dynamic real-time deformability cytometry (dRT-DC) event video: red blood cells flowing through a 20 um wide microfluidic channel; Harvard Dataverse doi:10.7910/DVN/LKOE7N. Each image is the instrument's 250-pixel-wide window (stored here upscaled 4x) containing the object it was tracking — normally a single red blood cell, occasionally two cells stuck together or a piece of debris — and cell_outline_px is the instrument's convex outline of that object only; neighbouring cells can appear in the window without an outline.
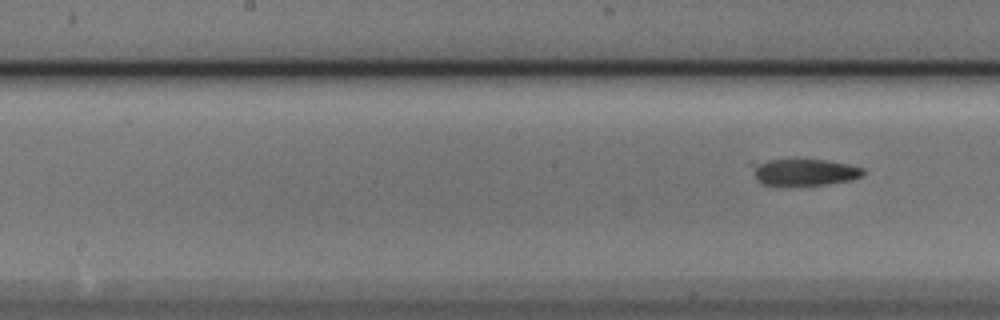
{"species": "Egyptian fruit bat (a non-hibernating species)", "species_latin": "Rousettus aegyptiacus", "temperature_condition": "cold", "stored_images_in_passage": 9, "segment_of_instrument_passage": [2, 2], "camera_frame_rate_fps": 3000, "um_per_image_px": 0.085, "animal": {"sex": "male"}, "frame": {"image": 1, "passage_image": 9, "time_ms": 2.667, "image_size_px": [1000, 320], "cell_outline_px": [[864, 172], [860, 176], [848, 180], [828, 184], [784, 188], [776, 188], [760, 184], [756, 180], [756, 164], [768, 160], [828, 160], [848, 164], [864, 168]], "centroid_in_image_um": [68.36, 14.7], "position_along_channel_um": 179.8, "area_um2": 17.51}}